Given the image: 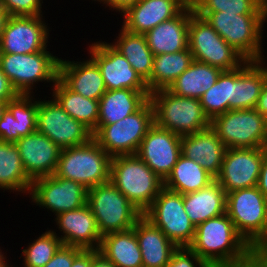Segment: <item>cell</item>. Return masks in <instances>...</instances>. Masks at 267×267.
<instances>
[{"label":"cell","instance_id":"cell-1","mask_svg":"<svg viewBox=\"0 0 267 267\" xmlns=\"http://www.w3.org/2000/svg\"><path fill=\"white\" fill-rule=\"evenodd\" d=\"M188 247L208 267H218L239 259L250 250V246L238 234L227 213L196 226L194 239Z\"/></svg>","mask_w":267,"mask_h":267},{"label":"cell","instance_id":"cell-2","mask_svg":"<svg viewBox=\"0 0 267 267\" xmlns=\"http://www.w3.org/2000/svg\"><path fill=\"white\" fill-rule=\"evenodd\" d=\"M110 181L142 214L164 187V180L136 154L111 158Z\"/></svg>","mask_w":267,"mask_h":267},{"label":"cell","instance_id":"cell-3","mask_svg":"<svg viewBox=\"0 0 267 267\" xmlns=\"http://www.w3.org/2000/svg\"><path fill=\"white\" fill-rule=\"evenodd\" d=\"M154 108V123L180 136L194 134L210 127L200 99L180 97L168 89L150 93Z\"/></svg>","mask_w":267,"mask_h":267},{"label":"cell","instance_id":"cell-4","mask_svg":"<svg viewBox=\"0 0 267 267\" xmlns=\"http://www.w3.org/2000/svg\"><path fill=\"white\" fill-rule=\"evenodd\" d=\"M111 156L92 138L62 149L54 176L81 183L87 189L110 181Z\"/></svg>","mask_w":267,"mask_h":267},{"label":"cell","instance_id":"cell-5","mask_svg":"<svg viewBox=\"0 0 267 267\" xmlns=\"http://www.w3.org/2000/svg\"><path fill=\"white\" fill-rule=\"evenodd\" d=\"M201 17L247 61H260L264 52L261 46L262 28L267 15L211 12L203 13Z\"/></svg>","mask_w":267,"mask_h":267},{"label":"cell","instance_id":"cell-6","mask_svg":"<svg viewBox=\"0 0 267 267\" xmlns=\"http://www.w3.org/2000/svg\"><path fill=\"white\" fill-rule=\"evenodd\" d=\"M154 124V108L148 100L138 111L114 124H97L93 139L111 157L136 154Z\"/></svg>","mask_w":267,"mask_h":267},{"label":"cell","instance_id":"cell-7","mask_svg":"<svg viewBox=\"0 0 267 267\" xmlns=\"http://www.w3.org/2000/svg\"><path fill=\"white\" fill-rule=\"evenodd\" d=\"M87 204L101 236L132 229L143 215L111 181L89 188Z\"/></svg>","mask_w":267,"mask_h":267},{"label":"cell","instance_id":"cell-8","mask_svg":"<svg viewBox=\"0 0 267 267\" xmlns=\"http://www.w3.org/2000/svg\"><path fill=\"white\" fill-rule=\"evenodd\" d=\"M47 49L30 54H0V69L18 94L31 95L40 81L56 82L60 58Z\"/></svg>","mask_w":267,"mask_h":267},{"label":"cell","instance_id":"cell-9","mask_svg":"<svg viewBox=\"0 0 267 267\" xmlns=\"http://www.w3.org/2000/svg\"><path fill=\"white\" fill-rule=\"evenodd\" d=\"M188 48L195 61L209 64L222 71L234 70L247 61L195 12L189 22Z\"/></svg>","mask_w":267,"mask_h":267},{"label":"cell","instance_id":"cell-10","mask_svg":"<svg viewBox=\"0 0 267 267\" xmlns=\"http://www.w3.org/2000/svg\"><path fill=\"white\" fill-rule=\"evenodd\" d=\"M265 206L266 197L257 186L226 194V213L252 250H262Z\"/></svg>","mask_w":267,"mask_h":267},{"label":"cell","instance_id":"cell-11","mask_svg":"<svg viewBox=\"0 0 267 267\" xmlns=\"http://www.w3.org/2000/svg\"><path fill=\"white\" fill-rule=\"evenodd\" d=\"M178 247H188L196 227L184 210L183 195L163 187L143 214Z\"/></svg>","mask_w":267,"mask_h":267},{"label":"cell","instance_id":"cell-12","mask_svg":"<svg viewBox=\"0 0 267 267\" xmlns=\"http://www.w3.org/2000/svg\"><path fill=\"white\" fill-rule=\"evenodd\" d=\"M210 127L227 148L264 147L265 116L255 108L228 110L213 118Z\"/></svg>","mask_w":267,"mask_h":267},{"label":"cell","instance_id":"cell-13","mask_svg":"<svg viewBox=\"0 0 267 267\" xmlns=\"http://www.w3.org/2000/svg\"><path fill=\"white\" fill-rule=\"evenodd\" d=\"M36 131L61 149L85 144L93 138V132L72 118L54 97L52 100H38Z\"/></svg>","mask_w":267,"mask_h":267},{"label":"cell","instance_id":"cell-14","mask_svg":"<svg viewBox=\"0 0 267 267\" xmlns=\"http://www.w3.org/2000/svg\"><path fill=\"white\" fill-rule=\"evenodd\" d=\"M29 194L32 202L57 216L87 204L88 189L81 183L51 175L32 181Z\"/></svg>","mask_w":267,"mask_h":267},{"label":"cell","instance_id":"cell-15","mask_svg":"<svg viewBox=\"0 0 267 267\" xmlns=\"http://www.w3.org/2000/svg\"><path fill=\"white\" fill-rule=\"evenodd\" d=\"M43 16H9L0 38V54H30L47 48L49 29Z\"/></svg>","mask_w":267,"mask_h":267},{"label":"cell","instance_id":"cell-16","mask_svg":"<svg viewBox=\"0 0 267 267\" xmlns=\"http://www.w3.org/2000/svg\"><path fill=\"white\" fill-rule=\"evenodd\" d=\"M264 147L227 148L219 175L215 178L225 193L257 186Z\"/></svg>","mask_w":267,"mask_h":267},{"label":"cell","instance_id":"cell-17","mask_svg":"<svg viewBox=\"0 0 267 267\" xmlns=\"http://www.w3.org/2000/svg\"><path fill=\"white\" fill-rule=\"evenodd\" d=\"M89 47L90 58L97 64L107 90H149L147 83L111 43L99 41Z\"/></svg>","mask_w":267,"mask_h":267},{"label":"cell","instance_id":"cell-18","mask_svg":"<svg viewBox=\"0 0 267 267\" xmlns=\"http://www.w3.org/2000/svg\"><path fill=\"white\" fill-rule=\"evenodd\" d=\"M136 155L165 180L181 155V136L154 123L140 143Z\"/></svg>","mask_w":267,"mask_h":267},{"label":"cell","instance_id":"cell-19","mask_svg":"<svg viewBox=\"0 0 267 267\" xmlns=\"http://www.w3.org/2000/svg\"><path fill=\"white\" fill-rule=\"evenodd\" d=\"M15 145L18 147L24 170L32 181L54 175L62 149L51 139L35 131L21 137Z\"/></svg>","mask_w":267,"mask_h":267},{"label":"cell","instance_id":"cell-20","mask_svg":"<svg viewBox=\"0 0 267 267\" xmlns=\"http://www.w3.org/2000/svg\"><path fill=\"white\" fill-rule=\"evenodd\" d=\"M62 234L63 245L79 247L84 250H99L102 236L96 219L88 204L83 207L60 213L54 220Z\"/></svg>","mask_w":267,"mask_h":267},{"label":"cell","instance_id":"cell-21","mask_svg":"<svg viewBox=\"0 0 267 267\" xmlns=\"http://www.w3.org/2000/svg\"><path fill=\"white\" fill-rule=\"evenodd\" d=\"M187 5L182 0H139L123 14L125 30L145 34L160 23L177 16Z\"/></svg>","mask_w":267,"mask_h":267},{"label":"cell","instance_id":"cell-22","mask_svg":"<svg viewBox=\"0 0 267 267\" xmlns=\"http://www.w3.org/2000/svg\"><path fill=\"white\" fill-rule=\"evenodd\" d=\"M226 149L211 127L181 136V154L196 161L214 178L220 173Z\"/></svg>","mask_w":267,"mask_h":267},{"label":"cell","instance_id":"cell-23","mask_svg":"<svg viewBox=\"0 0 267 267\" xmlns=\"http://www.w3.org/2000/svg\"><path fill=\"white\" fill-rule=\"evenodd\" d=\"M193 7L187 5L177 16L164 21L144 34L154 54H171L188 48V30Z\"/></svg>","mask_w":267,"mask_h":267},{"label":"cell","instance_id":"cell-24","mask_svg":"<svg viewBox=\"0 0 267 267\" xmlns=\"http://www.w3.org/2000/svg\"><path fill=\"white\" fill-rule=\"evenodd\" d=\"M58 78L72 91L93 100L107 91L97 64L90 58L86 61L59 59Z\"/></svg>","mask_w":267,"mask_h":267},{"label":"cell","instance_id":"cell-25","mask_svg":"<svg viewBox=\"0 0 267 267\" xmlns=\"http://www.w3.org/2000/svg\"><path fill=\"white\" fill-rule=\"evenodd\" d=\"M133 229L139 242L143 267H165L178 246L144 215Z\"/></svg>","mask_w":267,"mask_h":267},{"label":"cell","instance_id":"cell-26","mask_svg":"<svg viewBox=\"0 0 267 267\" xmlns=\"http://www.w3.org/2000/svg\"><path fill=\"white\" fill-rule=\"evenodd\" d=\"M266 77L267 70L260 61H246L234 69L230 110L255 108Z\"/></svg>","mask_w":267,"mask_h":267},{"label":"cell","instance_id":"cell-27","mask_svg":"<svg viewBox=\"0 0 267 267\" xmlns=\"http://www.w3.org/2000/svg\"><path fill=\"white\" fill-rule=\"evenodd\" d=\"M183 203L195 227L226 213V193L216 179L203 189L183 194Z\"/></svg>","mask_w":267,"mask_h":267},{"label":"cell","instance_id":"cell-28","mask_svg":"<svg viewBox=\"0 0 267 267\" xmlns=\"http://www.w3.org/2000/svg\"><path fill=\"white\" fill-rule=\"evenodd\" d=\"M149 90H107L99 100L97 124H114L138 111L148 100Z\"/></svg>","mask_w":267,"mask_h":267},{"label":"cell","instance_id":"cell-29","mask_svg":"<svg viewBox=\"0 0 267 267\" xmlns=\"http://www.w3.org/2000/svg\"><path fill=\"white\" fill-rule=\"evenodd\" d=\"M98 251L115 267H143L139 242L133 228L103 235Z\"/></svg>","mask_w":267,"mask_h":267},{"label":"cell","instance_id":"cell-30","mask_svg":"<svg viewBox=\"0 0 267 267\" xmlns=\"http://www.w3.org/2000/svg\"><path fill=\"white\" fill-rule=\"evenodd\" d=\"M118 39L112 46L121 53L139 74V76L147 83L151 93V72L153 68L154 54L148 47L144 34H135L128 32L121 27Z\"/></svg>","mask_w":267,"mask_h":267},{"label":"cell","instance_id":"cell-31","mask_svg":"<svg viewBox=\"0 0 267 267\" xmlns=\"http://www.w3.org/2000/svg\"><path fill=\"white\" fill-rule=\"evenodd\" d=\"M221 72L217 67L194 60L168 90L180 97L200 99L216 83Z\"/></svg>","mask_w":267,"mask_h":267},{"label":"cell","instance_id":"cell-32","mask_svg":"<svg viewBox=\"0 0 267 267\" xmlns=\"http://www.w3.org/2000/svg\"><path fill=\"white\" fill-rule=\"evenodd\" d=\"M53 95L61 107L75 120L83 123L92 132L97 128L99 100L83 97L70 90L59 78L53 84Z\"/></svg>","mask_w":267,"mask_h":267},{"label":"cell","instance_id":"cell-33","mask_svg":"<svg viewBox=\"0 0 267 267\" xmlns=\"http://www.w3.org/2000/svg\"><path fill=\"white\" fill-rule=\"evenodd\" d=\"M214 180L196 161L181 154L172 172L164 180V187L183 195L203 189Z\"/></svg>","mask_w":267,"mask_h":267},{"label":"cell","instance_id":"cell-34","mask_svg":"<svg viewBox=\"0 0 267 267\" xmlns=\"http://www.w3.org/2000/svg\"><path fill=\"white\" fill-rule=\"evenodd\" d=\"M32 180L27 176L15 143L0 141V188L30 193Z\"/></svg>","mask_w":267,"mask_h":267},{"label":"cell","instance_id":"cell-35","mask_svg":"<svg viewBox=\"0 0 267 267\" xmlns=\"http://www.w3.org/2000/svg\"><path fill=\"white\" fill-rule=\"evenodd\" d=\"M193 61L194 58L189 48L171 54L154 56L151 72V93L160 89H168Z\"/></svg>","mask_w":267,"mask_h":267},{"label":"cell","instance_id":"cell-36","mask_svg":"<svg viewBox=\"0 0 267 267\" xmlns=\"http://www.w3.org/2000/svg\"><path fill=\"white\" fill-rule=\"evenodd\" d=\"M233 92V70L222 71L216 83L200 98L203 111L210 121L230 110Z\"/></svg>","mask_w":267,"mask_h":267},{"label":"cell","instance_id":"cell-37","mask_svg":"<svg viewBox=\"0 0 267 267\" xmlns=\"http://www.w3.org/2000/svg\"><path fill=\"white\" fill-rule=\"evenodd\" d=\"M194 12H222L236 15H267V0H193Z\"/></svg>","mask_w":267,"mask_h":267},{"label":"cell","instance_id":"cell-38","mask_svg":"<svg viewBox=\"0 0 267 267\" xmlns=\"http://www.w3.org/2000/svg\"><path fill=\"white\" fill-rule=\"evenodd\" d=\"M61 245L62 242L56 232L47 230L22 250L23 267H44Z\"/></svg>","mask_w":267,"mask_h":267},{"label":"cell","instance_id":"cell-39","mask_svg":"<svg viewBox=\"0 0 267 267\" xmlns=\"http://www.w3.org/2000/svg\"><path fill=\"white\" fill-rule=\"evenodd\" d=\"M38 100L31 95L18 94L7 102V109L16 120L17 132L21 137L36 131Z\"/></svg>","mask_w":267,"mask_h":267},{"label":"cell","instance_id":"cell-40","mask_svg":"<svg viewBox=\"0 0 267 267\" xmlns=\"http://www.w3.org/2000/svg\"><path fill=\"white\" fill-rule=\"evenodd\" d=\"M43 0H0L9 16H42Z\"/></svg>","mask_w":267,"mask_h":267},{"label":"cell","instance_id":"cell-41","mask_svg":"<svg viewBox=\"0 0 267 267\" xmlns=\"http://www.w3.org/2000/svg\"><path fill=\"white\" fill-rule=\"evenodd\" d=\"M195 263V264H194ZM208 267L189 247H178L165 267Z\"/></svg>","mask_w":267,"mask_h":267},{"label":"cell","instance_id":"cell-42","mask_svg":"<svg viewBox=\"0 0 267 267\" xmlns=\"http://www.w3.org/2000/svg\"><path fill=\"white\" fill-rule=\"evenodd\" d=\"M79 247L61 245L44 267H71L74 259L83 251Z\"/></svg>","mask_w":267,"mask_h":267},{"label":"cell","instance_id":"cell-43","mask_svg":"<svg viewBox=\"0 0 267 267\" xmlns=\"http://www.w3.org/2000/svg\"><path fill=\"white\" fill-rule=\"evenodd\" d=\"M21 136L17 132L16 120L6 108L0 120V141L16 143Z\"/></svg>","mask_w":267,"mask_h":267},{"label":"cell","instance_id":"cell-44","mask_svg":"<svg viewBox=\"0 0 267 267\" xmlns=\"http://www.w3.org/2000/svg\"><path fill=\"white\" fill-rule=\"evenodd\" d=\"M218 267H257V250L250 249L243 257L226 262Z\"/></svg>","mask_w":267,"mask_h":267},{"label":"cell","instance_id":"cell-45","mask_svg":"<svg viewBox=\"0 0 267 267\" xmlns=\"http://www.w3.org/2000/svg\"><path fill=\"white\" fill-rule=\"evenodd\" d=\"M18 93L12 87L9 79L0 69V102H8L14 99Z\"/></svg>","mask_w":267,"mask_h":267},{"label":"cell","instance_id":"cell-46","mask_svg":"<svg viewBox=\"0 0 267 267\" xmlns=\"http://www.w3.org/2000/svg\"><path fill=\"white\" fill-rule=\"evenodd\" d=\"M139 0H98V2L106 4L112 11H118L120 14L124 13L128 8L134 6ZM111 7V8H110Z\"/></svg>","mask_w":267,"mask_h":267},{"label":"cell","instance_id":"cell-47","mask_svg":"<svg viewBox=\"0 0 267 267\" xmlns=\"http://www.w3.org/2000/svg\"><path fill=\"white\" fill-rule=\"evenodd\" d=\"M257 188L267 198V149L264 148V157L258 178Z\"/></svg>","mask_w":267,"mask_h":267},{"label":"cell","instance_id":"cell-48","mask_svg":"<svg viewBox=\"0 0 267 267\" xmlns=\"http://www.w3.org/2000/svg\"><path fill=\"white\" fill-rule=\"evenodd\" d=\"M92 250H83L73 261L71 267H91Z\"/></svg>","mask_w":267,"mask_h":267},{"label":"cell","instance_id":"cell-49","mask_svg":"<svg viewBox=\"0 0 267 267\" xmlns=\"http://www.w3.org/2000/svg\"><path fill=\"white\" fill-rule=\"evenodd\" d=\"M255 109L262 115H267V77L261 90V94L256 103Z\"/></svg>","mask_w":267,"mask_h":267},{"label":"cell","instance_id":"cell-50","mask_svg":"<svg viewBox=\"0 0 267 267\" xmlns=\"http://www.w3.org/2000/svg\"><path fill=\"white\" fill-rule=\"evenodd\" d=\"M91 267H115L107 260L98 250H92V265Z\"/></svg>","mask_w":267,"mask_h":267},{"label":"cell","instance_id":"cell-51","mask_svg":"<svg viewBox=\"0 0 267 267\" xmlns=\"http://www.w3.org/2000/svg\"><path fill=\"white\" fill-rule=\"evenodd\" d=\"M267 246V198L265 206L264 222L262 227V250Z\"/></svg>","mask_w":267,"mask_h":267},{"label":"cell","instance_id":"cell-52","mask_svg":"<svg viewBox=\"0 0 267 267\" xmlns=\"http://www.w3.org/2000/svg\"><path fill=\"white\" fill-rule=\"evenodd\" d=\"M257 267H267V254L263 250H257Z\"/></svg>","mask_w":267,"mask_h":267},{"label":"cell","instance_id":"cell-53","mask_svg":"<svg viewBox=\"0 0 267 267\" xmlns=\"http://www.w3.org/2000/svg\"><path fill=\"white\" fill-rule=\"evenodd\" d=\"M8 17V13L0 6V38L2 36V32L4 30V26Z\"/></svg>","mask_w":267,"mask_h":267},{"label":"cell","instance_id":"cell-54","mask_svg":"<svg viewBox=\"0 0 267 267\" xmlns=\"http://www.w3.org/2000/svg\"><path fill=\"white\" fill-rule=\"evenodd\" d=\"M264 148L267 149V115L265 116Z\"/></svg>","mask_w":267,"mask_h":267},{"label":"cell","instance_id":"cell-55","mask_svg":"<svg viewBox=\"0 0 267 267\" xmlns=\"http://www.w3.org/2000/svg\"><path fill=\"white\" fill-rule=\"evenodd\" d=\"M6 108H7V102H0V120H1L2 114L6 110Z\"/></svg>","mask_w":267,"mask_h":267},{"label":"cell","instance_id":"cell-56","mask_svg":"<svg viewBox=\"0 0 267 267\" xmlns=\"http://www.w3.org/2000/svg\"><path fill=\"white\" fill-rule=\"evenodd\" d=\"M5 259H7V258L5 257L2 250H0V267H2L4 265Z\"/></svg>","mask_w":267,"mask_h":267},{"label":"cell","instance_id":"cell-57","mask_svg":"<svg viewBox=\"0 0 267 267\" xmlns=\"http://www.w3.org/2000/svg\"><path fill=\"white\" fill-rule=\"evenodd\" d=\"M265 56L264 55H262V57H261V59H260V62L264 65V67L266 68V70H267V66H265V65H267V64H265L266 63V61H265V58H264ZM265 61V62H264Z\"/></svg>","mask_w":267,"mask_h":267},{"label":"cell","instance_id":"cell-58","mask_svg":"<svg viewBox=\"0 0 267 267\" xmlns=\"http://www.w3.org/2000/svg\"><path fill=\"white\" fill-rule=\"evenodd\" d=\"M186 5H191L193 0H182Z\"/></svg>","mask_w":267,"mask_h":267},{"label":"cell","instance_id":"cell-59","mask_svg":"<svg viewBox=\"0 0 267 267\" xmlns=\"http://www.w3.org/2000/svg\"><path fill=\"white\" fill-rule=\"evenodd\" d=\"M2 267H12L11 265H9L6 261L4 262V265Z\"/></svg>","mask_w":267,"mask_h":267},{"label":"cell","instance_id":"cell-60","mask_svg":"<svg viewBox=\"0 0 267 267\" xmlns=\"http://www.w3.org/2000/svg\"><path fill=\"white\" fill-rule=\"evenodd\" d=\"M263 251H265V253L267 254V246L263 249Z\"/></svg>","mask_w":267,"mask_h":267}]
</instances>
